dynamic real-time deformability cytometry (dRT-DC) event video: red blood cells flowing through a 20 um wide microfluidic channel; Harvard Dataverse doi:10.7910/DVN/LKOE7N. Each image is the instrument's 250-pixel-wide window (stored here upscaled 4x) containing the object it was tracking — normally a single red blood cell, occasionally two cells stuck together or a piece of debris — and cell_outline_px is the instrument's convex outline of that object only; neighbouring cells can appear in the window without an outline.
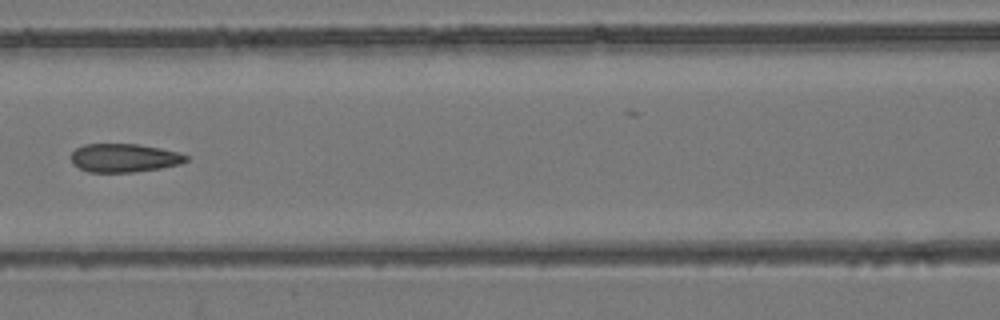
{"species": "common noctule bat (a hibernating species)", "species_latin": "Nyctalus noctula", "temperature_condition": "room temperature", "stored_images_in_passage": 7, "camera_frame_rate_fps": 3000, "um_per_image_px": 0.085, "animal": {"sex": "female", "body_mass_g": 24.6, "forearm_length_mm": 56.2}, "frame": {"image": 1, "passage_image": 6, "time_ms": 5.667, "image_size_px": [1000, 320], "cell_outline_px": [[188, 160], [180, 164], [160, 168], [132, 172], [88, 172], [72, 164], [72, 152], [76, 148], [84, 144], [136, 144], [160, 148], [180, 152], [188, 156]], "centroid_in_image_um": [10.56, 13.42], "position_along_channel_um": 156.0, "area_um2": 19.07}}